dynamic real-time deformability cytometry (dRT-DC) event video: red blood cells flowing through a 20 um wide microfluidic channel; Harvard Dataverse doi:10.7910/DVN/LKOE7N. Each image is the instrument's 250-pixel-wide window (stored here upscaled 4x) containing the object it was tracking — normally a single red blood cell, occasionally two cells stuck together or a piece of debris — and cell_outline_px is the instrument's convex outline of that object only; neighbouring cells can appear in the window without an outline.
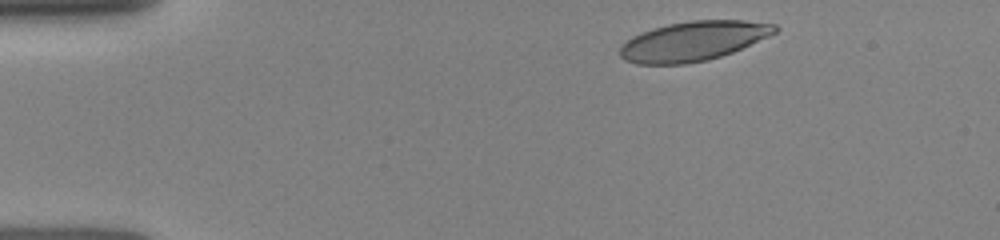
{"species": "human", "species_latin": "Homo sapiens", "temperature_condition": "room temperature", "stored_images_in_passage": 3, "camera_frame_rate_fps": 3000, "um_per_image_px": 0.085, "donor": {"sex": "female"}, "frame": {"image": 1, "passage_image": 1, "time_ms": 0.0, "image_size_px": [1000, 240], "cell_outline_px": [[780, 28], [776, 32], [768, 36], [732, 52], [708, 60], [684, 64], [636, 64], [624, 60], [620, 56], [620, 48], [632, 36], [640, 32], [652, 28], [668, 24], [692, 20], [744, 20], [776, 24]], "centroid_in_image_um": [58.92, 3.49], "position_along_channel_um": 26.1, "area_um2": 35.6}}